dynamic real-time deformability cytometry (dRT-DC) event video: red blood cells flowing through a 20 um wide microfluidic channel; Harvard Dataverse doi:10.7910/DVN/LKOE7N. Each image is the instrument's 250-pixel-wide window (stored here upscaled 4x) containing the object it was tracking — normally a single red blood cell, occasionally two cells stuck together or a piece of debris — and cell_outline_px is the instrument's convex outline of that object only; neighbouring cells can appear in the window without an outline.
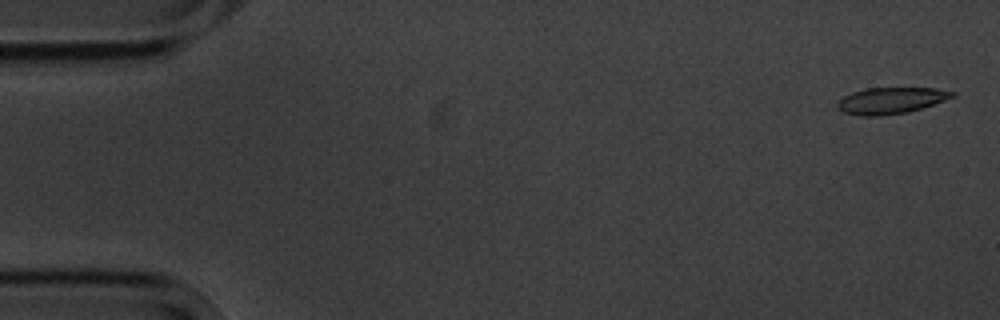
{"species": "common noctule bat (a hibernating species)", "species_latin": "Nyctalus noctula", "temperature_condition": "cold", "stored_images_in_passage": 5, "camera_frame_rate_fps": 3000, "um_per_image_px": 0.085, "animal": {"sex": "male", "body_mass_g": 20.1, "forearm_length_mm": 53.5}, "frame": {"image": 1, "passage_image": 1, "time_ms": 0.0, "image_size_px": [1000, 320], "cell_outline_px": [[956, 96], [908, 112], [880, 116], [860, 116], [844, 112], [836, 104], [844, 96], [852, 92], [868, 88], [936, 88], [956, 92]], "centroid_in_image_um": [75.74, 8.54], "position_along_channel_um": 9.3, "area_um2": 17.46}}